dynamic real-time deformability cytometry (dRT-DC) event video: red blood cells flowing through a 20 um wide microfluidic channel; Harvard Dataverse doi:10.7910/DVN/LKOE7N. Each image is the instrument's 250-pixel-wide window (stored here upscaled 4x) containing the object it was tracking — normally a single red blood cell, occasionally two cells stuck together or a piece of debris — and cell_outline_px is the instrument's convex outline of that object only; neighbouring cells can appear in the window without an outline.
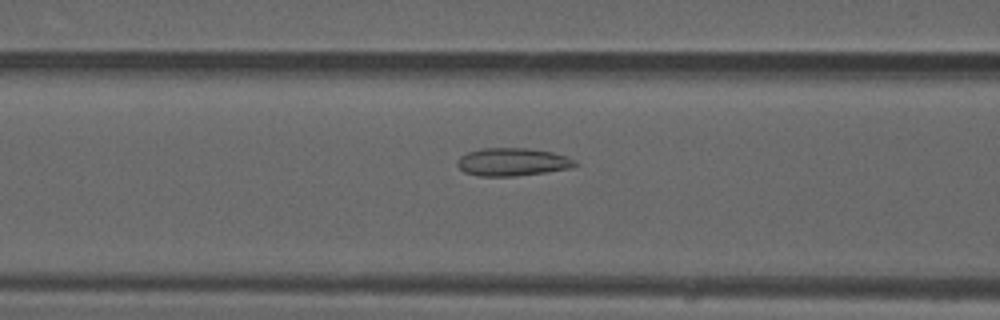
{"species": "common noctule bat (a hibernating species)", "species_latin": "Nyctalus noctula", "temperature_condition": "warm", "stored_images_in_passage": 50, "camera_frame_rate_fps": 3000, "um_per_image_px": 0.085, "animal": {"sex": "male", "forearm_length_mm": 52.5}, "frame": {"image": 1, "passage_image": 20, "time_ms": 6.333, "image_size_px": [1000, 320], "cell_outline_px": [[580, 164], [572, 168], [548, 172], [516, 176], [480, 176], [464, 172], [456, 164], [460, 156], [468, 152], [484, 148], [528, 148], [552, 152], [568, 156], [576, 160]], "centroid_in_image_um": [43.62, 13.77], "position_along_channel_um": 123.0, "area_um2": 19.36}}
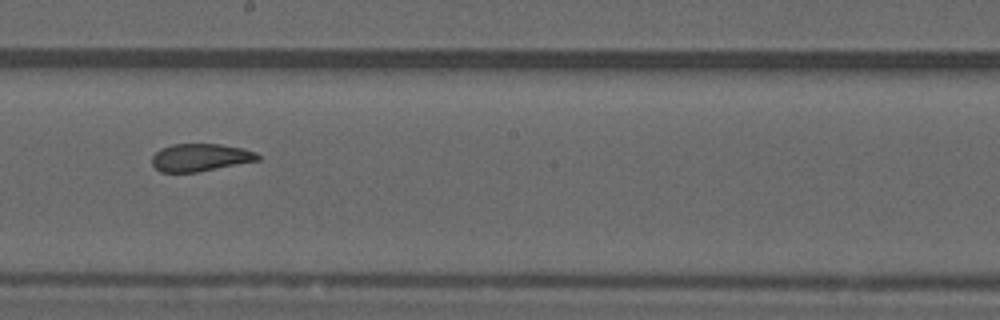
{"frame": {"image": 2, "passage_image": 28, "time_ms": 9.0, "image_size_px": [1000, 320], "cell_outline_px": [[260, 160], [196, 172], [160, 172], [152, 164], [152, 156], [160, 148], [172, 144], [220, 144], [244, 148], [256, 152], [260, 156]], "centroid_in_image_um": [17.03, 13.37], "position_along_channel_um": 231.2, "area_um2": 17.05}}
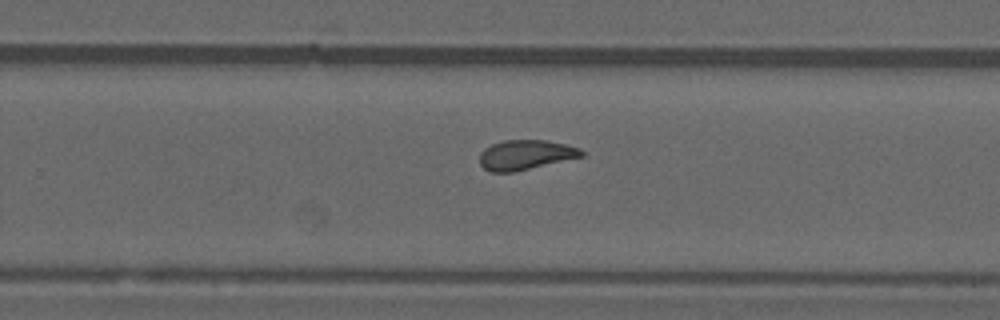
{"frame": {"image": 3, "passage_image": 32, "time_ms": 10.333, "image_size_px": [1000, 320], "cell_outline_px": [[584, 156], [516, 172], [492, 172], [484, 168], [480, 164], [480, 152], [484, 148], [492, 144], [504, 140], [548, 140], [580, 148], [584, 152]], "centroid_in_image_um": [44.67, 13.16], "position_along_channel_um": 285.1, "area_um2": 17.8}, "authors_computed_cell_mechanics": {"area_um2": 18.5827, "velocity_mm_per_s": 4.0581, "shape_relaxation_time_tau1_ms": null, "shape_relaxation_time_tau2_ms": 1.2649, "deformation_change_tau1": null, "deformation_change_tau2": 0.0681}}